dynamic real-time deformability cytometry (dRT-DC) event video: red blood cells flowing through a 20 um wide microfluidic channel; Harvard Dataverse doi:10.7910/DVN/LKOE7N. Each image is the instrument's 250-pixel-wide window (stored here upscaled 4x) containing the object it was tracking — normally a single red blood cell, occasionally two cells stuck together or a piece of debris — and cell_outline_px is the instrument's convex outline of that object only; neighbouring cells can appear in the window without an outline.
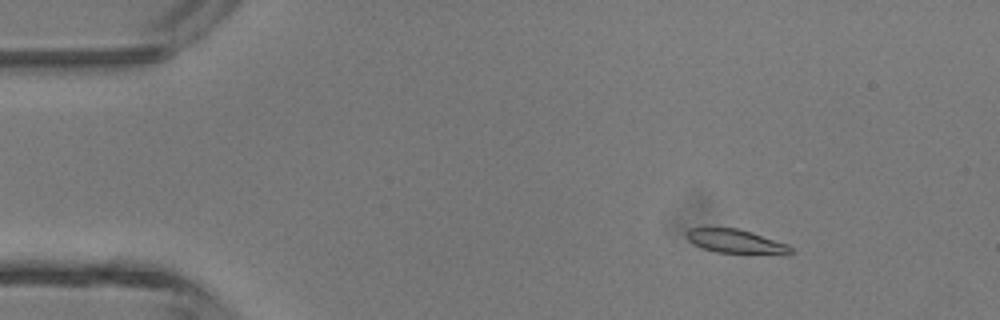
{"species": "common noctule bat (a hibernating species)", "species_latin": "Nyctalus noctula", "temperature_condition": "room temperature", "stored_images_in_passage": 4, "camera_frame_rate_fps": 3000, "um_per_image_px": 0.085, "animal": {"sex": "male", "body_mass_g": 13.3}, "frame": {"image": 1, "passage_image": 2, "time_ms": 2.0, "image_size_px": [1000, 320], "cell_outline_px": [[792, 252], [788, 256], [716, 252], [704, 248], [688, 240], [684, 236], [684, 232], [688, 228], [736, 228], [752, 232], [788, 244], [792, 248]], "centroid_in_image_um": [62.6, 20.54], "position_along_channel_um": 22.4, "area_um2": 14.91}}
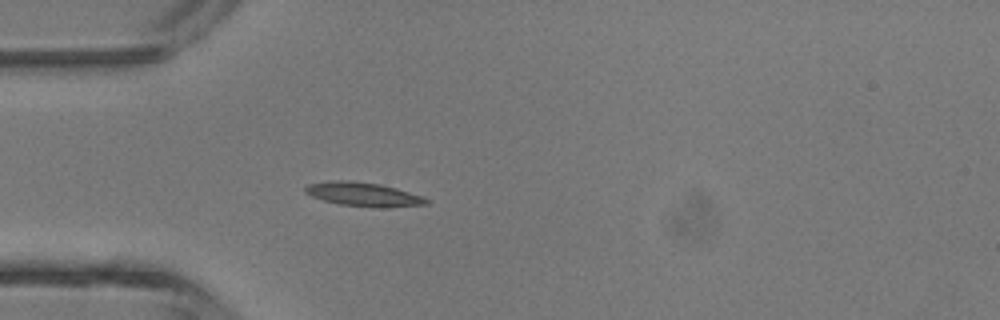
{"frame": {"image": 2, "passage_image": 4, "time_ms": 4.333, "image_size_px": [1000, 320], "cell_outline_px": [[428, 204], [384, 208], [376, 208], [340, 204], [324, 200], [312, 196], [304, 192], [304, 188], [308, 184], [332, 180], [348, 180], [380, 184], [396, 188], [424, 196], [428, 200]], "centroid_in_image_um": [30.9, 16.52], "position_along_channel_um": 54.1, "area_um2": 16.94}}